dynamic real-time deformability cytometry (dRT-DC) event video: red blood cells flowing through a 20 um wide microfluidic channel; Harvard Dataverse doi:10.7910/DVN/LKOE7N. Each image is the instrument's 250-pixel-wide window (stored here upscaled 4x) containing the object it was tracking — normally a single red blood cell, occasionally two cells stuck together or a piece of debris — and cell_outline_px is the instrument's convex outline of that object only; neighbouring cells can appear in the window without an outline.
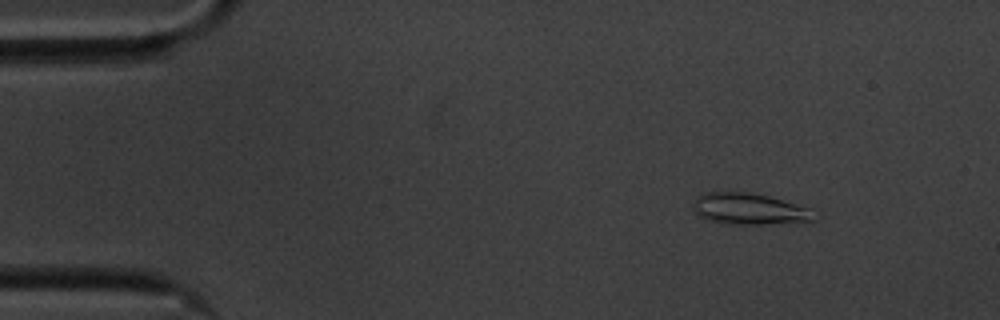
{"species": "common noctule bat (a hibernating species)", "species_latin": "Nyctalus noctula", "temperature_condition": "cold", "stored_images_in_passage": 24, "camera_frame_rate_fps": 3000, "um_per_image_px": 0.085, "animal": {"sex": "male", "body_mass_g": 20.1, "forearm_length_mm": 53.5}, "frame": {"image": 1, "passage_image": 1, "time_ms": 0.0, "image_size_px": [1000, 320], "cell_outline_px": [[812, 220], [760, 224], [724, 224], [700, 216], [692, 208], [696, 196], [704, 192], [748, 192], [768, 196], [812, 208]], "centroid_in_image_um": [63.62, 17.74], "position_along_channel_um": 21.4, "area_um2": 21.73}}
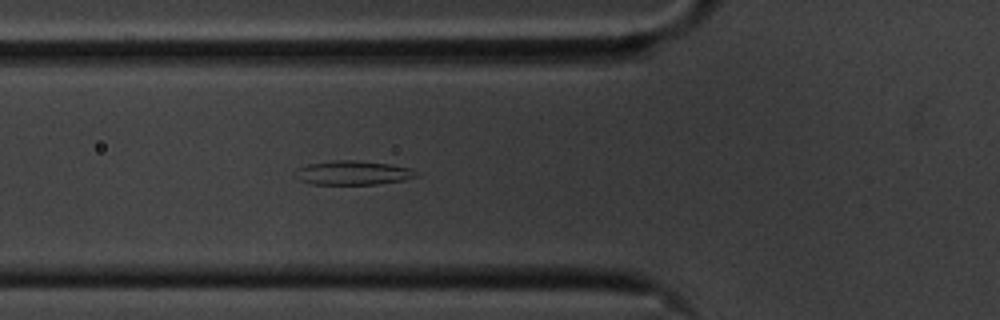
{"frame": {"image": 2, "passage_image": 14, "time_ms": 4.333, "image_size_px": [1000, 320], "cell_outline_px": [[420, 176], [404, 180], [376, 184], [312, 184], [300, 180], [296, 168], [308, 164], [332, 160], [356, 160], [392, 164], [412, 168], [420, 172]], "centroid_in_image_um": [30.1, 14.68], "position_along_channel_um": 95.7, "area_um2": 17.11}}
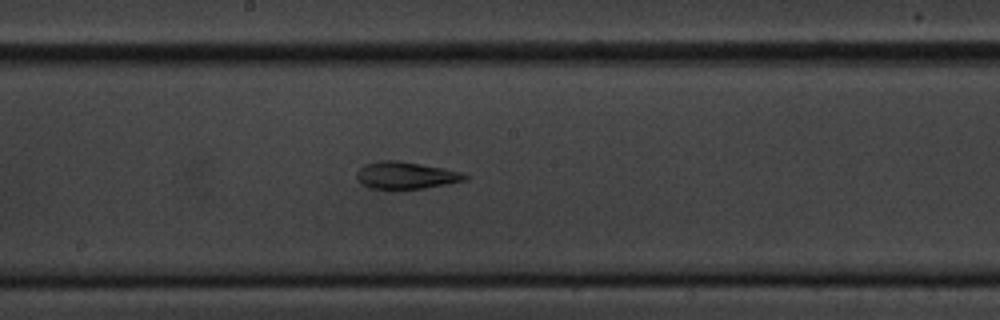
{"frame": {"image": 3, "passage_image": 24, "time_ms": 7.667, "image_size_px": [1000, 320], "cell_outline_px": [[468, 180], [448, 184], [400, 192], [392, 192], [372, 188], [364, 184], [356, 176], [356, 172], [364, 164], [380, 160], [396, 160], [444, 168], [460, 172], [468, 176]], "centroid_in_image_um": [34.49, 14.95], "position_along_channel_um": 213.7, "area_um2": 17.69}}